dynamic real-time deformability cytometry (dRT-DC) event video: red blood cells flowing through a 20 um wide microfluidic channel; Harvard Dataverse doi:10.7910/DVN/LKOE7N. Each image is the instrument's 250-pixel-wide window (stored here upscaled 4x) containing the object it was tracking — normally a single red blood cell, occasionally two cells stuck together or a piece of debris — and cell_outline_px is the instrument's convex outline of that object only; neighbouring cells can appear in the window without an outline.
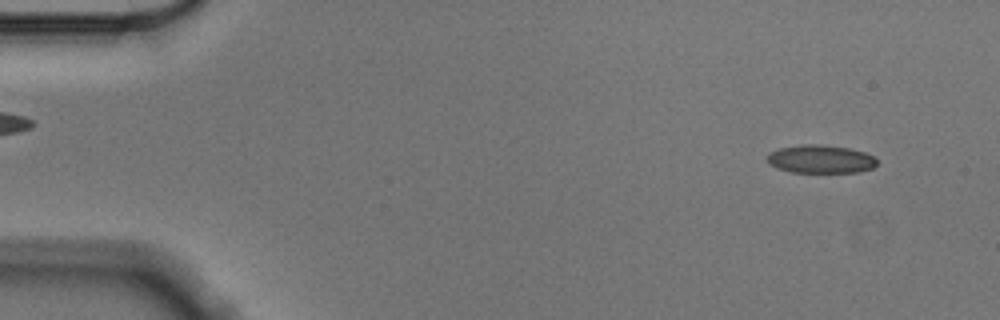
{"species": "Egyptian fruit bat (a non-hibernating species)", "species_latin": "Rousettus aegyptiacus", "temperature_condition": "cold", "stored_images_in_passage": 56, "camera_frame_rate_fps": 3000, "um_per_image_px": 0.085, "animal": {"sex": "male"}, "frame": {"image": 1, "passage_image": 4, "time_ms": 1.0, "image_size_px": [1000, 320], "cell_outline_px": [[876, 164], [872, 168], [860, 172], [792, 172], [776, 168], [768, 164], [764, 156], [768, 152], [780, 148], [804, 144], [820, 144], [848, 148], [864, 152], [872, 156], [876, 160]], "centroid_in_image_um": [69.68, 13.52], "position_along_channel_um": 15.3, "area_um2": 18.15}}
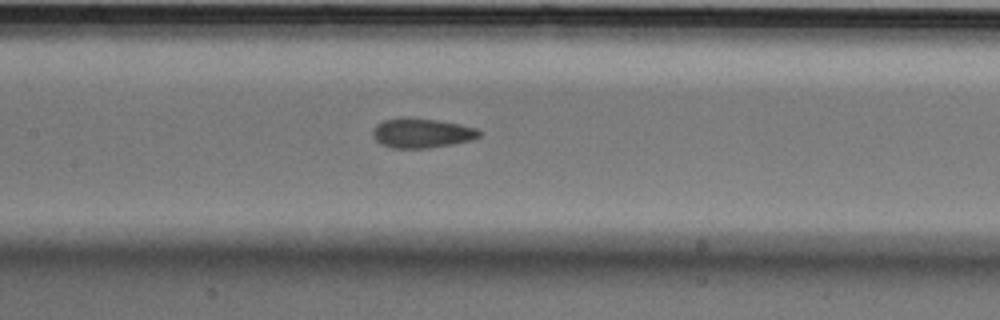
{"frame": {"image": 2, "passage_image": 26, "time_ms": 8.333, "image_size_px": [1000, 320], "cell_outline_px": [[484, 132], [480, 136], [472, 140], [452, 144], [428, 148], [392, 148], [380, 144], [372, 136], [372, 128], [376, 124], [384, 120], [400, 116], [408, 116], [440, 120], [460, 124], [476, 128]], "centroid_in_image_um": [35.83, 11.29], "position_along_channel_um": 171.6, "area_um2": 18.9}}
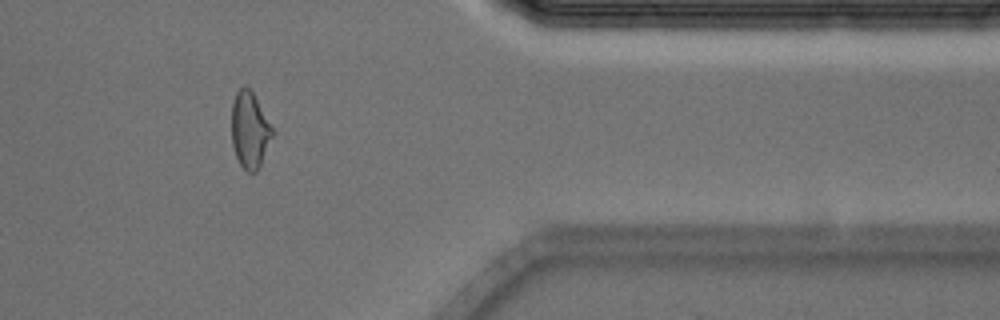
{"frame": {"image": 3, "passage_image": 46, "time_ms": 15.0, "image_size_px": [1000, 320], "cell_outline_px": [[276, 132], [256, 172], [248, 172], [240, 164], [236, 156], [232, 144], [232, 104], [236, 92], [244, 84], [252, 92]], "centroid_in_image_um": [21.25, 11.05], "position_along_channel_um": 390.2, "area_um2": 18.15}, "authors_computed_cell_mechanics": {"area_um2": 18.6116, "velocity_mm_per_s": 3.5584, "shape_relaxation_time_tau1_ms": 7.4973, "shape_relaxation_time_tau2_ms": 1.7185, "deformation_change_tau1": 0.1678, "deformation_change_tau2": 0.0765}}